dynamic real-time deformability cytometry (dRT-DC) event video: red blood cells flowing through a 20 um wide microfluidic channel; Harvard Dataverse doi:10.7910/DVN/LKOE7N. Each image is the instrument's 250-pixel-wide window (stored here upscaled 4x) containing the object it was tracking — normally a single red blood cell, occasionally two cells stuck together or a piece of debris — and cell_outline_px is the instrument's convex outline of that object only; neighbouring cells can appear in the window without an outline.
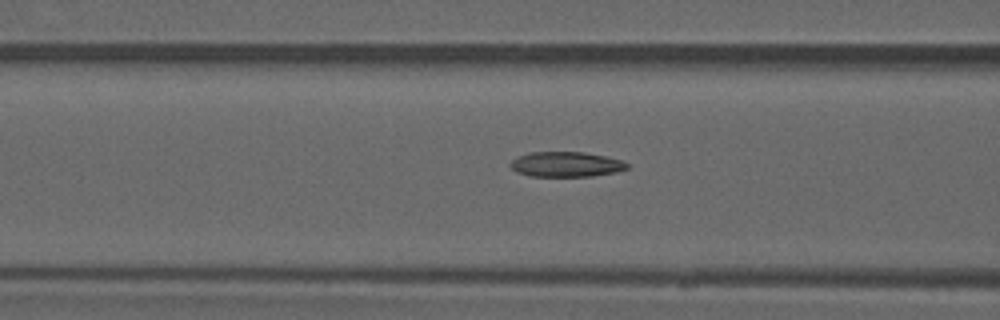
{"species": "common noctule bat (a hibernating species)", "species_latin": "Nyctalus noctula", "temperature_condition": "warm", "stored_images_in_passage": 7, "camera_frame_rate_fps": 3000, "um_per_image_px": 0.085, "animal": {"sex": "male", "forearm_length_mm": 52.5}, "frame": {"image": 1, "passage_image": 7, "time_ms": 7.0, "image_size_px": [1000, 320], "cell_outline_px": [[628, 168], [616, 172], [592, 176], [532, 176], [516, 172], [508, 164], [512, 160], [528, 152], [584, 152], [604, 156], [620, 160], [628, 164]], "centroid_in_image_um": [48.09, 13.97], "position_along_channel_um": 118.5, "area_um2": 16.94}}